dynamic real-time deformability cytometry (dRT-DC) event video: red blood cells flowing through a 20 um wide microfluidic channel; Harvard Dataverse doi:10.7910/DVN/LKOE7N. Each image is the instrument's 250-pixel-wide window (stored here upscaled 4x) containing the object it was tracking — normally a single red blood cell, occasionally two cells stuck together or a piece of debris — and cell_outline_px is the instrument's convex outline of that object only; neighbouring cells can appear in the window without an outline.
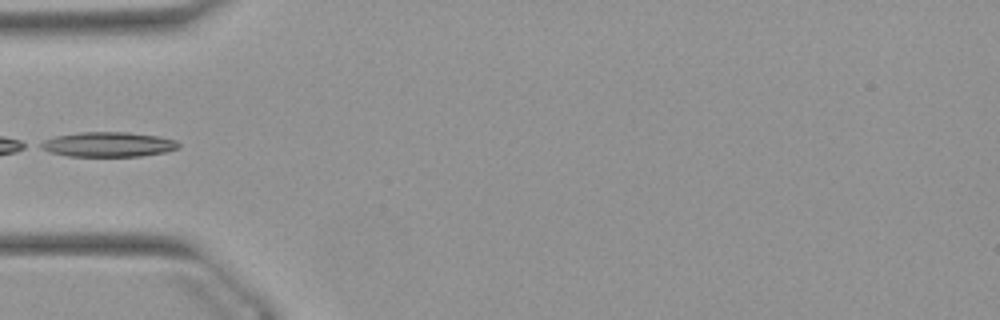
{"species": "Egyptian fruit bat (a non-hibernating species)", "species_latin": "Rousettus aegyptiacus", "temperature_condition": "warm", "stored_images_in_passage": 35, "camera_frame_rate_fps": 3000, "um_per_image_px": 0.085, "animal": {"sex": "female"}, "frame": {"image": 1, "passage_image": 1, "time_ms": 0.0, "image_size_px": [1000, 320], "cell_outline_px": [[180, 148], [168, 152], [140, 156], [68, 156], [52, 152], [40, 148], [36, 144], [44, 140], [56, 136], [80, 132], [128, 132], [156, 136], [176, 140], [180, 144]], "centroid_in_image_um": [9.21, 12.28], "position_along_channel_um": 75.8, "area_um2": 20.0}}
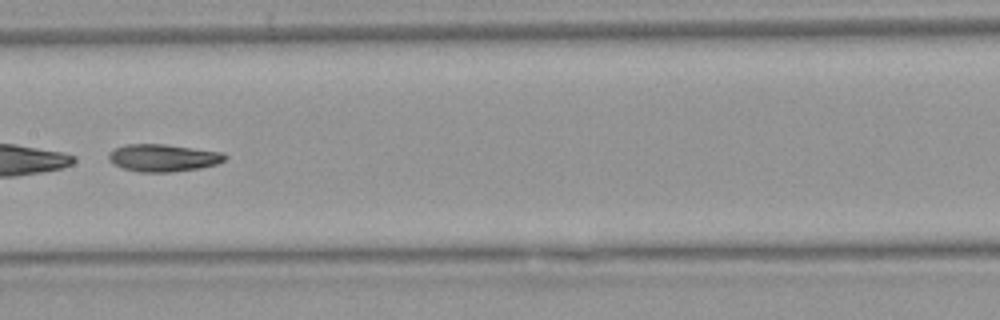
{"frame": {"image": 2, "passage_image": 10, "time_ms": 3.0, "image_size_px": [1000, 320], "cell_outline_px": [[228, 156], [224, 160], [216, 164], [200, 168], [172, 172], [140, 172], [124, 168], [112, 164], [108, 160], [108, 152], [124, 144], [164, 144], [224, 152]], "centroid_in_image_um": [13.86, 13.41], "position_along_channel_um": 193.5, "area_um2": 18.67}}